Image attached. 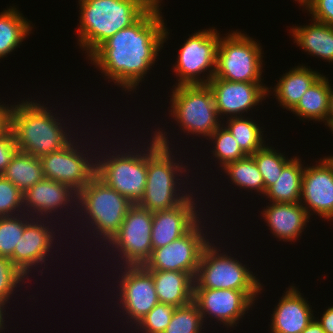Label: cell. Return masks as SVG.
<instances>
[{
	"mask_svg": "<svg viewBox=\"0 0 333 333\" xmlns=\"http://www.w3.org/2000/svg\"><path fill=\"white\" fill-rule=\"evenodd\" d=\"M161 2L157 0L135 23L109 37L88 57L105 79L126 92L134 93L144 81L168 39Z\"/></svg>",
	"mask_w": 333,
	"mask_h": 333,
	"instance_id": "6da1fadb",
	"label": "cell"
},
{
	"mask_svg": "<svg viewBox=\"0 0 333 333\" xmlns=\"http://www.w3.org/2000/svg\"><path fill=\"white\" fill-rule=\"evenodd\" d=\"M167 134L166 130L158 127L153 132L152 139H147L146 142L148 144L147 183L144 195L137 204L150 212L174 208L193 191V189L188 190L187 185L183 186L185 181L180 178L184 175L187 180L185 172L189 169H187L188 166H184L181 159L179 161L175 158L176 154L172 151L173 147L170 148L172 144L166 137ZM181 184L184 190L180 188Z\"/></svg>",
	"mask_w": 333,
	"mask_h": 333,
	"instance_id": "7a4b0ae2",
	"label": "cell"
},
{
	"mask_svg": "<svg viewBox=\"0 0 333 333\" xmlns=\"http://www.w3.org/2000/svg\"><path fill=\"white\" fill-rule=\"evenodd\" d=\"M29 99L9 104V130L13 133L17 150L41 158L69 145L74 140L72 136L76 134H71L72 130L66 126L63 118L57 117L58 114L53 112L55 108L50 110L44 101L41 104L40 101L37 103Z\"/></svg>",
	"mask_w": 333,
	"mask_h": 333,
	"instance_id": "3957f363",
	"label": "cell"
},
{
	"mask_svg": "<svg viewBox=\"0 0 333 333\" xmlns=\"http://www.w3.org/2000/svg\"><path fill=\"white\" fill-rule=\"evenodd\" d=\"M157 0H78V45L86 59L109 37L135 23Z\"/></svg>",
	"mask_w": 333,
	"mask_h": 333,
	"instance_id": "277c9868",
	"label": "cell"
},
{
	"mask_svg": "<svg viewBox=\"0 0 333 333\" xmlns=\"http://www.w3.org/2000/svg\"><path fill=\"white\" fill-rule=\"evenodd\" d=\"M131 205L132 203L126 197L95 176L78 193L77 215L82 221L80 222L83 225L82 228L86 226V233L89 231V234L97 238L100 243L104 242L100 246H107V243L119 231Z\"/></svg>",
	"mask_w": 333,
	"mask_h": 333,
	"instance_id": "5b68a950",
	"label": "cell"
},
{
	"mask_svg": "<svg viewBox=\"0 0 333 333\" xmlns=\"http://www.w3.org/2000/svg\"><path fill=\"white\" fill-rule=\"evenodd\" d=\"M143 144L145 145L139 146L141 149L133 147L134 151L130 148L131 145L127 149L126 144L125 149L121 148L123 151L119 147L116 151L115 148L112 152L104 151L103 154L99 153L101 156L96 161V176L132 204L141 200L147 183L148 145L145 142Z\"/></svg>",
	"mask_w": 333,
	"mask_h": 333,
	"instance_id": "8992f818",
	"label": "cell"
},
{
	"mask_svg": "<svg viewBox=\"0 0 333 333\" xmlns=\"http://www.w3.org/2000/svg\"><path fill=\"white\" fill-rule=\"evenodd\" d=\"M169 116L186 135L208 138L221 124L208 84L172 86ZM172 97V98H171ZM182 128V129H181Z\"/></svg>",
	"mask_w": 333,
	"mask_h": 333,
	"instance_id": "52a82bcc",
	"label": "cell"
},
{
	"mask_svg": "<svg viewBox=\"0 0 333 333\" xmlns=\"http://www.w3.org/2000/svg\"><path fill=\"white\" fill-rule=\"evenodd\" d=\"M212 242L213 240L202 252L194 278V289L263 291L264 285L249 270L251 267L248 268L239 259L231 257L225 250L222 252L220 248L223 247Z\"/></svg>",
	"mask_w": 333,
	"mask_h": 333,
	"instance_id": "ba28073f",
	"label": "cell"
},
{
	"mask_svg": "<svg viewBox=\"0 0 333 333\" xmlns=\"http://www.w3.org/2000/svg\"><path fill=\"white\" fill-rule=\"evenodd\" d=\"M227 34L220 36L214 77L233 82H262L261 43L238 30Z\"/></svg>",
	"mask_w": 333,
	"mask_h": 333,
	"instance_id": "9c48e42d",
	"label": "cell"
},
{
	"mask_svg": "<svg viewBox=\"0 0 333 333\" xmlns=\"http://www.w3.org/2000/svg\"><path fill=\"white\" fill-rule=\"evenodd\" d=\"M152 223L153 212L138 204L130 206L119 231L107 244L111 248L105 247L106 253H109L107 255L110 256L112 253L115 256L112 258L118 257L116 259L118 268L120 266H145L150 260L153 251Z\"/></svg>",
	"mask_w": 333,
	"mask_h": 333,
	"instance_id": "30bf717a",
	"label": "cell"
},
{
	"mask_svg": "<svg viewBox=\"0 0 333 333\" xmlns=\"http://www.w3.org/2000/svg\"><path fill=\"white\" fill-rule=\"evenodd\" d=\"M219 41L220 33L215 27L190 35L181 45L172 68L177 78L174 86L208 84L215 74Z\"/></svg>",
	"mask_w": 333,
	"mask_h": 333,
	"instance_id": "8fae6325",
	"label": "cell"
},
{
	"mask_svg": "<svg viewBox=\"0 0 333 333\" xmlns=\"http://www.w3.org/2000/svg\"><path fill=\"white\" fill-rule=\"evenodd\" d=\"M77 139L76 136L65 148L45 155L40 160L45 178L66 184L79 193L96 176L97 156L88 152L93 147L87 150L84 144L81 145L82 140L78 144Z\"/></svg>",
	"mask_w": 333,
	"mask_h": 333,
	"instance_id": "7c38bea8",
	"label": "cell"
},
{
	"mask_svg": "<svg viewBox=\"0 0 333 333\" xmlns=\"http://www.w3.org/2000/svg\"><path fill=\"white\" fill-rule=\"evenodd\" d=\"M118 270L119 280L116 282L119 286L116 284L118 293L115 303L122 311L116 309V312H122L123 318L125 316L123 320L127 319L125 322L130 323L132 328L159 300L152 274L144 266H120Z\"/></svg>",
	"mask_w": 333,
	"mask_h": 333,
	"instance_id": "4fadbf2b",
	"label": "cell"
},
{
	"mask_svg": "<svg viewBox=\"0 0 333 333\" xmlns=\"http://www.w3.org/2000/svg\"><path fill=\"white\" fill-rule=\"evenodd\" d=\"M202 222L200 219L179 239L154 249L144 267L147 270L186 272L195 278L202 252L211 241L207 230L203 229L207 228L203 226L206 221Z\"/></svg>",
	"mask_w": 333,
	"mask_h": 333,
	"instance_id": "5bb4252c",
	"label": "cell"
},
{
	"mask_svg": "<svg viewBox=\"0 0 333 333\" xmlns=\"http://www.w3.org/2000/svg\"><path fill=\"white\" fill-rule=\"evenodd\" d=\"M261 293L262 291L194 289L193 301L200 310L203 322L210 318L227 328L234 329L250 308L255 305L257 297Z\"/></svg>",
	"mask_w": 333,
	"mask_h": 333,
	"instance_id": "9a60e30c",
	"label": "cell"
},
{
	"mask_svg": "<svg viewBox=\"0 0 333 333\" xmlns=\"http://www.w3.org/2000/svg\"><path fill=\"white\" fill-rule=\"evenodd\" d=\"M49 220L50 219L33 218L25 226L23 235L15 246L13 255L10 257L13 264L28 278L32 270L39 272L37 269L39 267L46 269L45 265L47 267V264L45 262L48 261V257L53 258V244L56 243V241H54L56 240V235L54 234L55 228L53 227L56 223H59V221L55 222L52 219L51 221ZM53 221L54 224H51ZM43 264L44 267L42 266Z\"/></svg>",
	"mask_w": 333,
	"mask_h": 333,
	"instance_id": "2e32d148",
	"label": "cell"
},
{
	"mask_svg": "<svg viewBox=\"0 0 333 333\" xmlns=\"http://www.w3.org/2000/svg\"><path fill=\"white\" fill-rule=\"evenodd\" d=\"M77 199L78 193L70 186L44 178L23 193L24 213L33 218L55 220V215L59 216L58 214L60 213V216L63 217L64 212L68 211L65 215L66 217L70 214L76 217L78 211ZM68 209L76 213L69 212ZM54 213L56 214L54 215Z\"/></svg>",
	"mask_w": 333,
	"mask_h": 333,
	"instance_id": "e0dca14e",
	"label": "cell"
},
{
	"mask_svg": "<svg viewBox=\"0 0 333 333\" xmlns=\"http://www.w3.org/2000/svg\"><path fill=\"white\" fill-rule=\"evenodd\" d=\"M208 86L213 92L215 106L222 121L223 116L238 117L259 105L268 96V89L262 82H233L213 77ZM244 114V115H243Z\"/></svg>",
	"mask_w": 333,
	"mask_h": 333,
	"instance_id": "ac0fdd59",
	"label": "cell"
},
{
	"mask_svg": "<svg viewBox=\"0 0 333 333\" xmlns=\"http://www.w3.org/2000/svg\"><path fill=\"white\" fill-rule=\"evenodd\" d=\"M300 203L310 217L317 213L333 220V159L324 156L316 165L305 166Z\"/></svg>",
	"mask_w": 333,
	"mask_h": 333,
	"instance_id": "d6986e66",
	"label": "cell"
},
{
	"mask_svg": "<svg viewBox=\"0 0 333 333\" xmlns=\"http://www.w3.org/2000/svg\"><path fill=\"white\" fill-rule=\"evenodd\" d=\"M194 197L195 193L192 191L181 204L174 208L153 212L151 232L153 250L179 239L200 219L204 220L201 214L203 212H200L201 210H199L200 208L197 206L198 198Z\"/></svg>",
	"mask_w": 333,
	"mask_h": 333,
	"instance_id": "ffe728a7",
	"label": "cell"
},
{
	"mask_svg": "<svg viewBox=\"0 0 333 333\" xmlns=\"http://www.w3.org/2000/svg\"><path fill=\"white\" fill-rule=\"evenodd\" d=\"M286 289L271 314L270 333H301L315 318L299 288L293 284Z\"/></svg>",
	"mask_w": 333,
	"mask_h": 333,
	"instance_id": "44dd1931",
	"label": "cell"
},
{
	"mask_svg": "<svg viewBox=\"0 0 333 333\" xmlns=\"http://www.w3.org/2000/svg\"><path fill=\"white\" fill-rule=\"evenodd\" d=\"M268 204L261 214L274 238L280 239L278 241L291 242V244L292 241L299 240V236L301 237L310 220L309 214L301 203L270 202Z\"/></svg>",
	"mask_w": 333,
	"mask_h": 333,
	"instance_id": "7402d4cb",
	"label": "cell"
},
{
	"mask_svg": "<svg viewBox=\"0 0 333 333\" xmlns=\"http://www.w3.org/2000/svg\"><path fill=\"white\" fill-rule=\"evenodd\" d=\"M323 73L312 70L303 64L291 68L282 75L274 86L273 91H267L268 95L272 93L280 106L287 111H291L300 101L302 95L313 85ZM271 93V94H269Z\"/></svg>",
	"mask_w": 333,
	"mask_h": 333,
	"instance_id": "603a6c76",
	"label": "cell"
},
{
	"mask_svg": "<svg viewBox=\"0 0 333 333\" xmlns=\"http://www.w3.org/2000/svg\"><path fill=\"white\" fill-rule=\"evenodd\" d=\"M148 271L152 274L159 303L181 307L193 301L194 278L189 273Z\"/></svg>",
	"mask_w": 333,
	"mask_h": 333,
	"instance_id": "cb8c5ba5",
	"label": "cell"
},
{
	"mask_svg": "<svg viewBox=\"0 0 333 333\" xmlns=\"http://www.w3.org/2000/svg\"><path fill=\"white\" fill-rule=\"evenodd\" d=\"M311 22L290 28L294 43L307 54L333 63V26L315 20Z\"/></svg>",
	"mask_w": 333,
	"mask_h": 333,
	"instance_id": "d4e9b609",
	"label": "cell"
},
{
	"mask_svg": "<svg viewBox=\"0 0 333 333\" xmlns=\"http://www.w3.org/2000/svg\"><path fill=\"white\" fill-rule=\"evenodd\" d=\"M304 168L301 158L294 155L293 159L283 168L276 183L266 190L264 196L269 198V202H300Z\"/></svg>",
	"mask_w": 333,
	"mask_h": 333,
	"instance_id": "484cf974",
	"label": "cell"
},
{
	"mask_svg": "<svg viewBox=\"0 0 333 333\" xmlns=\"http://www.w3.org/2000/svg\"><path fill=\"white\" fill-rule=\"evenodd\" d=\"M330 81L326 75H322L310 88L302 95L300 101L291 110L295 116H299L302 121L315 120L324 122L327 125L329 109Z\"/></svg>",
	"mask_w": 333,
	"mask_h": 333,
	"instance_id": "4316f807",
	"label": "cell"
},
{
	"mask_svg": "<svg viewBox=\"0 0 333 333\" xmlns=\"http://www.w3.org/2000/svg\"><path fill=\"white\" fill-rule=\"evenodd\" d=\"M17 9L15 6H10L0 13V59L20 48L21 43L34 28Z\"/></svg>",
	"mask_w": 333,
	"mask_h": 333,
	"instance_id": "83f0119b",
	"label": "cell"
},
{
	"mask_svg": "<svg viewBox=\"0 0 333 333\" xmlns=\"http://www.w3.org/2000/svg\"><path fill=\"white\" fill-rule=\"evenodd\" d=\"M2 176L22 193L45 178L40 158L18 150Z\"/></svg>",
	"mask_w": 333,
	"mask_h": 333,
	"instance_id": "f1b7e54d",
	"label": "cell"
},
{
	"mask_svg": "<svg viewBox=\"0 0 333 333\" xmlns=\"http://www.w3.org/2000/svg\"><path fill=\"white\" fill-rule=\"evenodd\" d=\"M223 120L222 124L230 131L239 147L246 155H252L266 145L260 124L249 117L238 116ZM225 121V123H224ZM259 125V126H258Z\"/></svg>",
	"mask_w": 333,
	"mask_h": 333,
	"instance_id": "f546056e",
	"label": "cell"
},
{
	"mask_svg": "<svg viewBox=\"0 0 333 333\" xmlns=\"http://www.w3.org/2000/svg\"><path fill=\"white\" fill-rule=\"evenodd\" d=\"M225 176H229L231 184L248 192L254 190L258 195H265V185L261 173L259 172L256 162L251 155L227 164L221 169ZM250 190V191H249Z\"/></svg>",
	"mask_w": 333,
	"mask_h": 333,
	"instance_id": "4dcf8cb0",
	"label": "cell"
},
{
	"mask_svg": "<svg viewBox=\"0 0 333 333\" xmlns=\"http://www.w3.org/2000/svg\"><path fill=\"white\" fill-rule=\"evenodd\" d=\"M284 155L279 150H276L274 146H268V144L251 155L262 175L265 193L270 186L276 183L283 168L293 159L292 157L289 159Z\"/></svg>",
	"mask_w": 333,
	"mask_h": 333,
	"instance_id": "1f68e13d",
	"label": "cell"
},
{
	"mask_svg": "<svg viewBox=\"0 0 333 333\" xmlns=\"http://www.w3.org/2000/svg\"><path fill=\"white\" fill-rule=\"evenodd\" d=\"M214 147L211 154L222 169L227 164L245 158L247 155L239 147L234 136L222 124L208 138Z\"/></svg>",
	"mask_w": 333,
	"mask_h": 333,
	"instance_id": "d6a6232c",
	"label": "cell"
},
{
	"mask_svg": "<svg viewBox=\"0 0 333 333\" xmlns=\"http://www.w3.org/2000/svg\"><path fill=\"white\" fill-rule=\"evenodd\" d=\"M32 219L33 217L26 213L0 217V256L10 258L13 255L25 226Z\"/></svg>",
	"mask_w": 333,
	"mask_h": 333,
	"instance_id": "836d02e7",
	"label": "cell"
},
{
	"mask_svg": "<svg viewBox=\"0 0 333 333\" xmlns=\"http://www.w3.org/2000/svg\"><path fill=\"white\" fill-rule=\"evenodd\" d=\"M203 324L200 310L192 301L175 308L172 319L163 333H204L202 332L205 328Z\"/></svg>",
	"mask_w": 333,
	"mask_h": 333,
	"instance_id": "e575fe53",
	"label": "cell"
},
{
	"mask_svg": "<svg viewBox=\"0 0 333 333\" xmlns=\"http://www.w3.org/2000/svg\"><path fill=\"white\" fill-rule=\"evenodd\" d=\"M175 306L156 304L133 328L141 333H163L172 319Z\"/></svg>",
	"mask_w": 333,
	"mask_h": 333,
	"instance_id": "d590c367",
	"label": "cell"
},
{
	"mask_svg": "<svg viewBox=\"0 0 333 333\" xmlns=\"http://www.w3.org/2000/svg\"><path fill=\"white\" fill-rule=\"evenodd\" d=\"M26 279L29 281L31 278L25 276L10 258L0 256V297L6 303L10 304L13 295L18 292L17 289L28 282Z\"/></svg>",
	"mask_w": 333,
	"mask_h": 333,
	"instance_id": "8d00e7d4",
	"label": "cell"
},
{
	"mask_svg": "<svg viewBox=\"0 0 333 333\" xmlns=\"http://www.w3.org/2000/svg\"><path fill=\"white\" fill-rule=\"evenodd\" d=\"M24 213L23 193L9 180L0 175V217Z\"/></svg>",
	"mask_w": 333,
	"mask_h": 333,
	"instance_id": "74e56055",
	"label": "cell"
},
{
	"mask_svg": "<svg viewBox=\"0 0 333 333\" xmlns=\"http://www.w3.org/2000/svg\"><path fill=\"white\" fill-rule=\"evenodd\" d=\"M307 12L312 20L333 26V0H313Z\"/></svg>",
	"mask_w": 333,
	"mask_h": 333,
	"instance_id": "f35d334b",
	"label": "cell"
},
{
	"mask_svg": "<svg viewBox=\"0 0 333 333\" xmlns=\"http://www.w3.org/2000/svg\"><path fill=\"white\" fill-rule=\"evenodd\" d=\"M17 151V145L13 133L9 130L0 137V175L9 165L11 158Z\"/></svg>",
	"mask_w": 333,
	"mask_h": 333,
	"instance_id": "ab89813d",
	"label": "cell"
},
{
	"mask_svg": "<svg viewBox=\"0 0 333 333\" xmlns=\"http://www.w3.org/2000/svg\"><path fill=\"white\" fill-rule=\"evenodd\" d=\"M10 111L11 106L0 103V137L6 134L10 129Z\"/></svg>",
	"mask_w": 333,
	"mask_h": 333,
	"instance_id": "60d3db41",
	"label": "cell"
},
{
	"mask_svg": "<svg viewBox=\"0 0 333 333\" xmlns=\"http://www.w3.org/2000/svg\"><path fill=\"white\" fill-rule=\"evenodd\" d=\"M315 319L326 333H333V305L323 312L320 319L316 317Z\"/></svg>",
	"mask_w": 333,
	"mask_h": 333,
	"instance_id": "b9f144b4",
	"label": "cell"
},
{
	"mask_svg": "<svg viewBox=\"0 0 333 333\" xmlns=\"http://www.w3.org/2000/svg\"><path fill=\"white\" fill-rule=\"evenodd\" d=\"M301 333H326L314 318L312 322Z\"/></svg>",
	"mask_w": 333,
	"mask_h": 333,
	"instance_id": "7bdbcfd3",
	"label": "cell"
},
{
	"mask_svg": "<svg viewBox=\"0 0 333 333\" xmlns=\"http://www.w3.org/2000/svg\"><path fill=\"white\" fill-rule=\"evenodd\" d=\"M7 303L0 297V333H5V330L4 329H7L5 327H7V325L5 324L6 322V318L4 315H6V305Z\"/></svg>",
	"mask_w": 333,
	"mask_h": 333,
	"instance_id": "ee69618b",
	"label": "cell"
},
{
	"mask_svg": "<svg viewBox=\"0 0 333 333\" xmlns=\"http://www.w3.org/2000/svg\"><path fill=\"white\" fill-rule=\"evenodd\" d=\"M330 83V96H329V109H328V116H327V125L330 122H333V88L331 87Z\"/></svg>",
	"mask_w": 333,
	"mask_h": 333,
	"instance_id": "f6af8a7d",
	"label": "cell"
},
{
	"mask_svg": "<svg viewBox=\"0 0 333 333\" xmlns=\"http://www.w3.org/2000/svg\"><path fill=\"white\" fill-rule=\"evenodd\" d=\"M295 1L296 2L298 1L300 6L305 7L303 8V10L304 9L307 10L313 2V0H295Z\"/></svg>",
	"mask_w": 333,
	"mask_h": 333,
	"instance_id": "bcb514c9",
	"label": "cell"
},
{
	"mask_svg": "<svg viewBox=\"0 0 333 333\" xmlns=\"http://www.w3.org/2000/svg\"><path fill=\"white\" fill-rule=\"evenodd\" d=\"M327 126L330 128L331 132L333 133V122H330Z\"/></svg>",
	"mask_w": 333,
	"mask_h": 333,
	"instance_id": "7dc6e473",
	"label": "cell"
},
{
	"mask_svg": "<svg viewBox=\"0 0 333 333\" xmlns=\"http://www.w3.org/2000/svg\"><path fill=\"white\" fill-rule=\"evenodd\" d=\"M327 158L333 159V156L332 155L331 156H327Z\"/></svg>",
	"mask_w": 333,
	"mask_h": 333,
	"instance_id": "c3c4849f",
	"label": "cell"
}]
</instances>
